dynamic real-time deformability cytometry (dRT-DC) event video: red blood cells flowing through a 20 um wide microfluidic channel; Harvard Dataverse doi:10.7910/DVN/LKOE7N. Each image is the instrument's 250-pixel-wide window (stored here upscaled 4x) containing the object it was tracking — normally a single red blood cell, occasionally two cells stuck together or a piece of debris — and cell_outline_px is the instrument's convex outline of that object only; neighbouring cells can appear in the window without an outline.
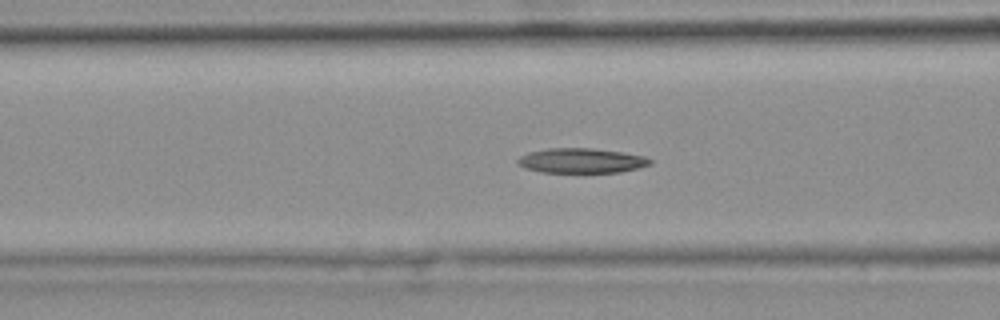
{"species": "common noctule bat (a hibernating species)", "species_latin": "Nyctalus noctula", "temperature_condition": "warm", "stored_images_in_passage": 46, "camera_frame_rate_fps": 3000, "um_per_image_px": 0.085, "animal": {"sex": "female", "body_mass_g": 25.1}, "frame": {"image": 1, "passage_image": 20, "time_ms": 6.333, "image_size_px": [1000, 320], "cell_outline_px": [[652, 164], [640, 168], [620, 172], [540, 172], [524, 168], [516, 164], [516, 160], [520, 156], [528, 152], [548, 148], [592, 148], [620, 152], [644, 156], [652, 160]], "centroid_in_image_um": [49.39, 13.66], "position_along_channel_um": 117.2, "area_um2": 19.25}}